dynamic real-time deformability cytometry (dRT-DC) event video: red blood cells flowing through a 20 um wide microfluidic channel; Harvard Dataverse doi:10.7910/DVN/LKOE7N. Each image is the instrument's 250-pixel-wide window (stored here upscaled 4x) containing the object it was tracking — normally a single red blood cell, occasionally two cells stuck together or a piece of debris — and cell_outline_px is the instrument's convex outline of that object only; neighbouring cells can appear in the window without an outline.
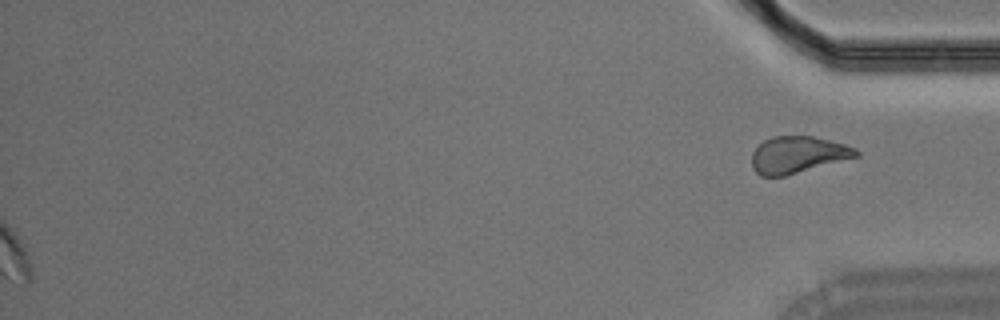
{"species": "Egyptian fruit bat (a non-hibernating species)", "species_latin": "Rousettus aegyptiacus", "temperature_condition": "room temperature", "stored_images_in_passage": 39, "segment_of_instrument_passage": [2, 2], "camera_frame_rate_fps": 3000, "um_per_image_px": 0.085, "animal": {"sex": "male"}, "frame": {"image": 1, "passage_image": 39, "time_ms": 12.667, "image_size_px": [1000, 320], "cell_outline_px": [[860, 156], [784, 176], [760, 176], [752, 168], [752, 152], [764, 140], [772, 136], [812, 136], [844, 144], [856, 148], [860, 152]], "centroid_in_image_um": [67.81, 13.15], "position_along_channel_um": 367.4, "area_um2": 22.31}}